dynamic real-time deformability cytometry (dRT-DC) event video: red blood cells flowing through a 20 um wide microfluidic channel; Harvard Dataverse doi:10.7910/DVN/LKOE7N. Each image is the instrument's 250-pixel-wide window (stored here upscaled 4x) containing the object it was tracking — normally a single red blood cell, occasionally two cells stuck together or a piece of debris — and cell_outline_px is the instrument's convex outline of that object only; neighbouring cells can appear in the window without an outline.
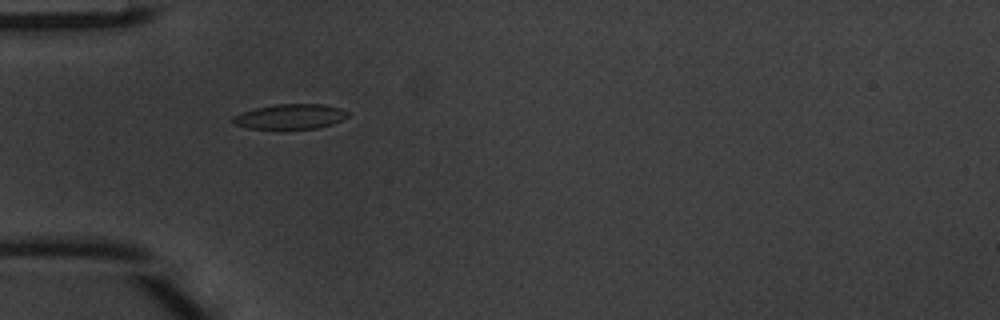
{"species": "common noctule bat (a hibernating species)", "species_latin": "Nyctalus noctula", "temperature_condition": "warm", "stored_images_in_passage": 36, "camera_frame_rate_fps": 3000, "um_per_image_px": 0.085, "animal": {"sex": "male", "body_mass_g": 20.1, "forearm_length_mm": 53.5}, "frame": {"image": 1, "passage_image": 3, "time_ms": 0.667, "image_size_px": [1000, 320], "cell_outline_px": [[348, 116], [332, 124], [316, 128], [248, 128], [232, 124], [232, 116], [256, 108], [276, 104], [324, 104], [340, 108], [348, 112]], "centroid_in_image_um": [24.66, 9.9], "position_along_channel_um": 60.3, "area_um2": 16.47}}
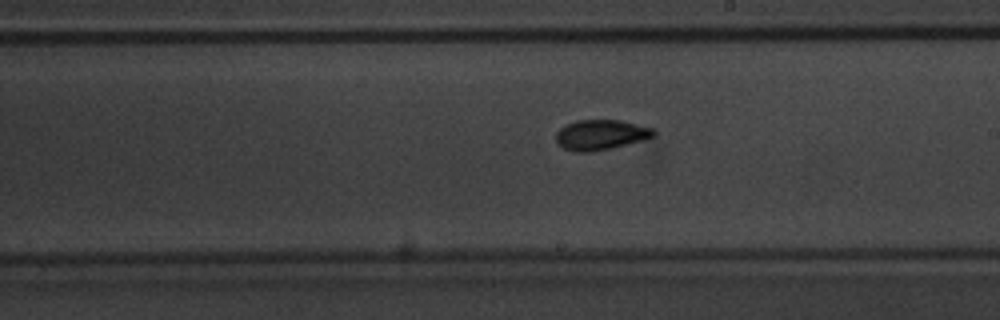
{"frame": {"image": 2, "passage_image": 16, "time_ms": 5.0, "image_size_px": [1000, 320], "cell_outline_px": [[656, 132], [652, 136], [644, 140], [612, 148], [592, 152], [572, 152], [556, 144], [556, 132], [560, 128], [576, 120], [620, 120], [652, 128]], "centroid_in_image_um": [51.03, 11.47], "position_along_channel_um": 238.0, "area_um2": 17.22}}
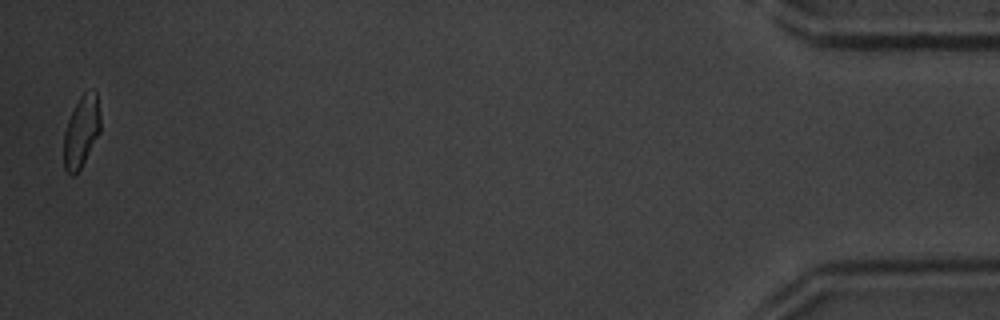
{"frame": {"image": 3, "passage_image": 36, "time_ms": 11.667, "image_size_px": [1000, 320], "cell_outline_px": [[100, 132], [80, 168], [72, 176], [64, 168], [64, 132], [68, 120], [80, 96], [84, 92], [96, 88], [100, 116]], "centroid_in_image_um": [6.92, 11.13], "position_along_channel_um": 428.3, "area_um2": 15.09}, "authors_computed_cell_mechanics": {"area_um2": 16.5886, "velocity_mm_per_s": 4.1661, "shape_relaxation_time_tau1_ms": 3.8989, "shape_relaxation_time_tau2_ms": 3.5032, "deformation_change_tau1": 0.1429, "deformation_change_tau2": 0.0769}}